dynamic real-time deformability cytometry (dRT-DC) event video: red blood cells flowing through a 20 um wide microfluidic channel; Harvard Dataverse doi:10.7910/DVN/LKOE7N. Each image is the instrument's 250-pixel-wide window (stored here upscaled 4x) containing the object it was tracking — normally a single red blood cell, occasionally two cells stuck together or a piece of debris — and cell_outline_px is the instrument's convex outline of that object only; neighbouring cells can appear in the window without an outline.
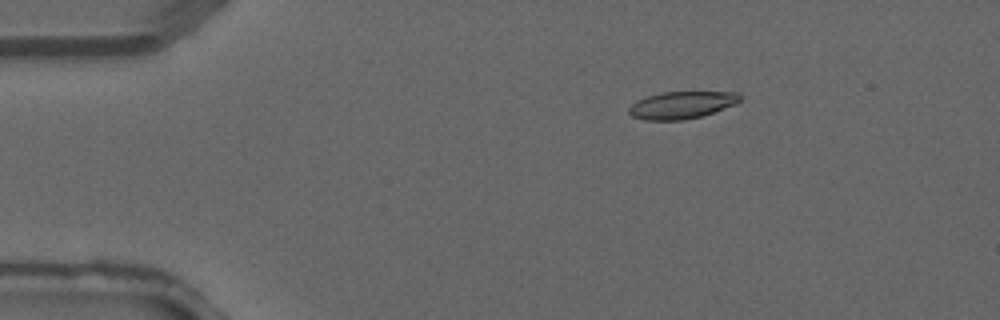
{"species": "common noctule bat (a hibernating species)", "species_latin": "Nyctalus noctula", "temperature_condition": "warm", "stored_images_in_passage": 2, "camera_frame_rate_fps": 3000, "um_per_image_px": 0.085, "animal": {"sex": "male", "forearm_length_mm": 52.5}, "frame": {"image": 1, "passage_image": 1, "time_ms": 0.0, "image_size_px": [1000, 320], "cell_outline_px": [[740, 100], [736, 104], [700, 116], [684, 120], [644, 120], [632, 116], [628, 112], [628, 108], [632, 104], [648, 96], [660, 92], [736, 92], [740, 96]], "centroid_in_image_um": [57.92, 8.93], "position_along_channel_um": 27.1, "area_um2": 17.4}}
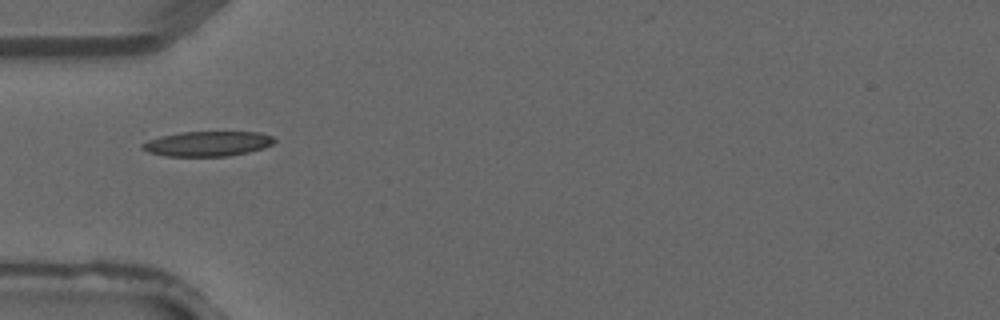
{"frame": {"image": 2, "passage_image": 2, "time_ms": 0.333, "image_size_px": [1000, 320], "cell_outline_px": [[276, 140], [272, 144], [264, 148], [248, 152], [228, 156], [164, 156], [148, 152], [140, 148], [140, 144], [148, 140], [160, 136], [180, 132], [260, 132], [272, 136]], "centroid_in_image_um": [17.62, 12.21], "position_along_channel_um": 67.4, "area_um2": 19.31}}